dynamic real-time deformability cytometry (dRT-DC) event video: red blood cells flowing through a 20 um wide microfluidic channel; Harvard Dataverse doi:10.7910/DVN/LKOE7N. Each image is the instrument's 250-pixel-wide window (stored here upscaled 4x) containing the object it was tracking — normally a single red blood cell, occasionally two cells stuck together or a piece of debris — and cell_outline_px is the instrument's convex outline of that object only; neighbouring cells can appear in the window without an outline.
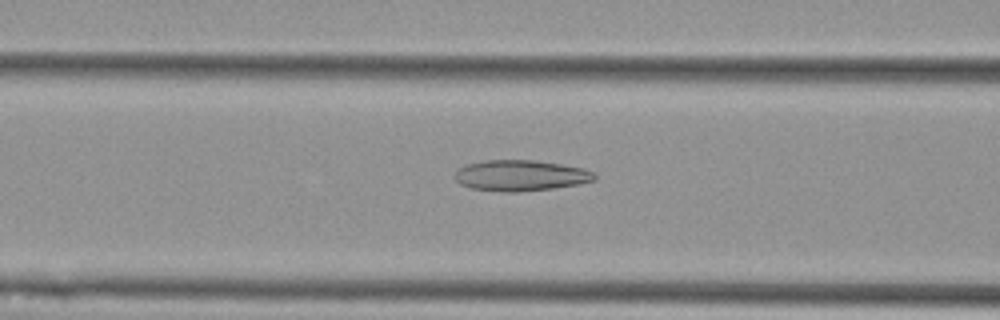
{"species": "Egyptian fruit bat (a non-hibernating species)", "species_latin": "Rousettus aegyptiacus", "temperature_condition": "cold", "stored_images_in_passage": 52, "camera_frame_rate_fps": 3000, "um_per_image_px": 0.085, "animal": {"sex": "female"}, "frame": {"image": 1, "passage_image": 19, "time_ms": 6.0, "image_size_px": [1000, 320], "cell_outline_px": [[596, 180], [580, 184], [552, 188], [516, 192], [500, 192], [472, 188], [460, 184], [456, 180], [456, 168], [468, 164], [484, 160], [536, 160], [584, 168], [592, 172], [596, 176]], "centroid_in_image_um": [44.25, 14.92], "position_along_channel_um": 122.4, "area_um2": 25.14}}
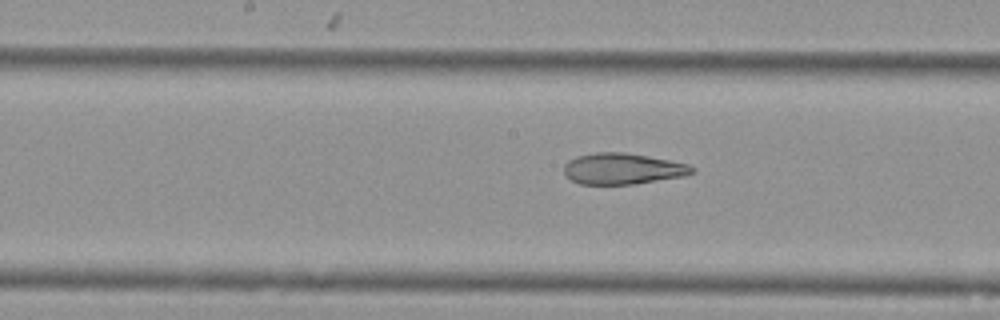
{"frame": {"image": 2, "passage_image": 25, "time_ms": 8.0, "image_size_px": [1000, 320], "cell_outline_px": [[696, 172], [684, 176], [636, 184], [580, 184], [572, 180], [564, 172], [564, 164], [568, 160], [576, 156], [596, 152], [624, 152], [648, 156], [688, 164], [696, 168]], "centroid_in_image_um": [52.94, 14.34], "position_along_channel_um": 195.3, "area_um2": 23.29}}
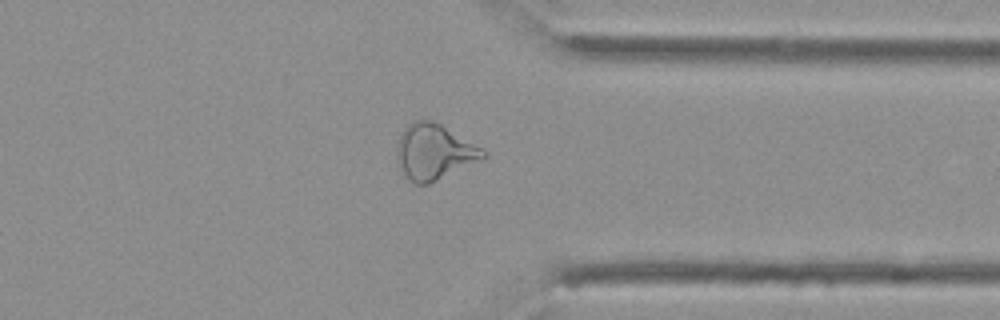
{"frame": {"image": 3, "passage_image": 40, "time_ms": 13.0, "image_size_px": [1000, 320], "cell_outline_px": [[488, 156], [428, 184], [416, 184], [400, 168], [396, 156], [396, 148], [400, 132], [412, 120], [432, 120], [440, 124], [480, 148]], "centroid_in_image_um": [36.84, 12.88], "position_along_channel_um": 374.6, "area_um2": 27.22}, "authors_computed_cell_mechanics": {"area_um2": 28.8422, "velocity_mm_per_s": 3.6513, "shape_relaxation_time_tau1_ms": null, "shape_relaxation_time_tau2_ms": 2.8434, "deformation_change_tau1": null, "deformation_change_tau2": 0.1249}}